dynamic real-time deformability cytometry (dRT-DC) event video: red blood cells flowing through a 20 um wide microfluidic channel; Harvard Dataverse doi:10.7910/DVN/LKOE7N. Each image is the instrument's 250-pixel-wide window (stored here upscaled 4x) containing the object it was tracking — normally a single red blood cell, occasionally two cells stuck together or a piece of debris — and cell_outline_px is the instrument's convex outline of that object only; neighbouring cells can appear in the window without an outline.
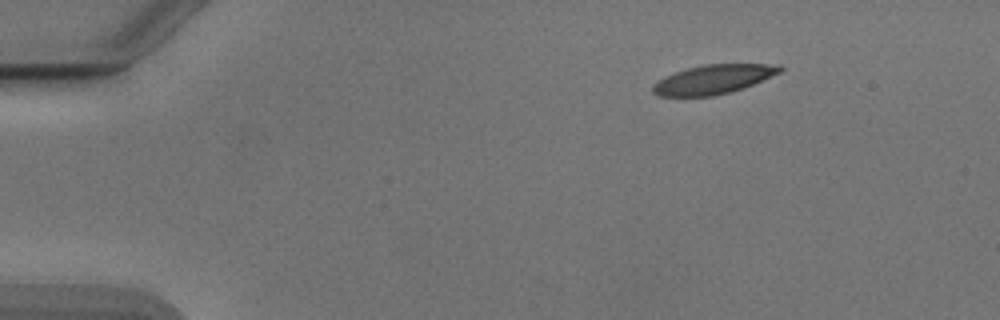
{"species": "Egyptian fruit bat (a non-hibernating species)", "species_latin": "Rousettus aegyptiacus", "temperature_condition": "cold", "stored_images_in_passage": 44, "camera_frame_rate_fps": 3000, "um_per_image_px": 0.085, "animal": {"sex": "male"}, "frame": {"image": 1, "passage_image": 1, "time_ms": 0.0, "image_size_px": [1000, 320], "cell_outline_px": [[784, 68], [780, 72], [752, 84], [728, 92], [712, 96], [660, 96], [652, 92], [652, 84], [664, 76], [688, 68], [704, 64], [780, 64]], "centroid_in_image_um": [60.6, 6.73], "position_along_channel_um": 24.4, "area_um2": 21.33}}
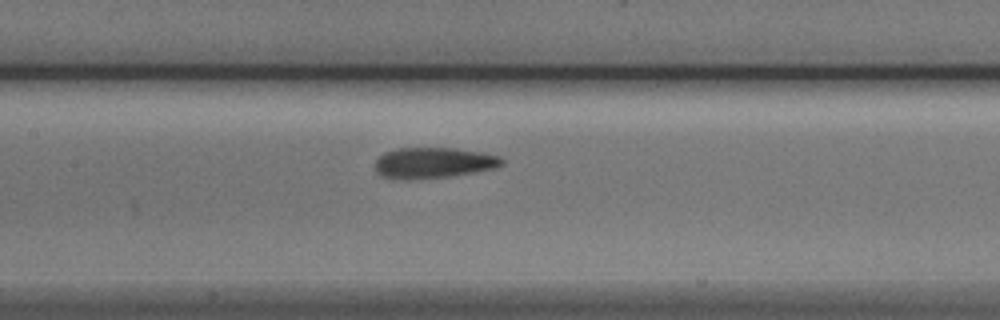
{"frame": {"image": 2, "passage_image": 19, "time_ms": 6.0, "image_size_px": [1000, 320], "cell_outline_px": [[504, 164], [496, 168], [448, 176], [380, 176], [376, 172], [376, 160], [384, 152], [396, 148], [456, 148], [484, 152], [500, 156], [504, 160]], "centroid_in_image_um": [36.94, 13.77], "position_along_channel_um": 170.5, "area_um2": 21.85}}
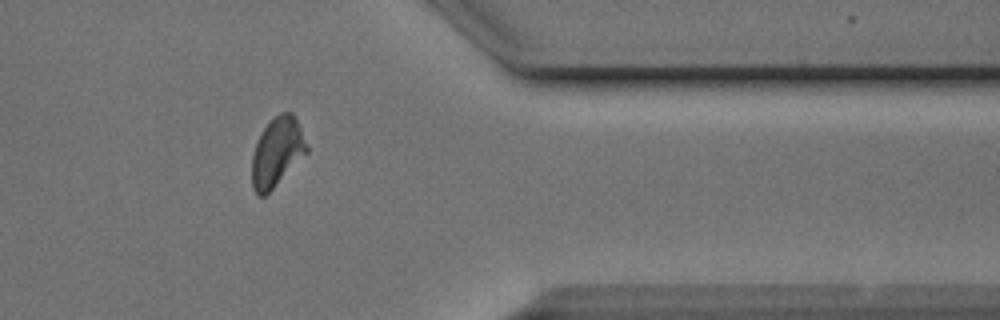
{"frame": {"image": 3, "passage_image": 37, "time_ms": 12.0, "image_size_px": [1000, 320], "cell_outline_px": [[308, 152], [264, 196], [256, 196], [252, 188], [252, 156], [256, 144], [264, 128], [280, 112], [292, 112], [300, 128], [308, 148]], "centroid_in_image_um": [23.53, 12.95], "position_along_channel_um": 387.9, "area_um2": 21.5}}